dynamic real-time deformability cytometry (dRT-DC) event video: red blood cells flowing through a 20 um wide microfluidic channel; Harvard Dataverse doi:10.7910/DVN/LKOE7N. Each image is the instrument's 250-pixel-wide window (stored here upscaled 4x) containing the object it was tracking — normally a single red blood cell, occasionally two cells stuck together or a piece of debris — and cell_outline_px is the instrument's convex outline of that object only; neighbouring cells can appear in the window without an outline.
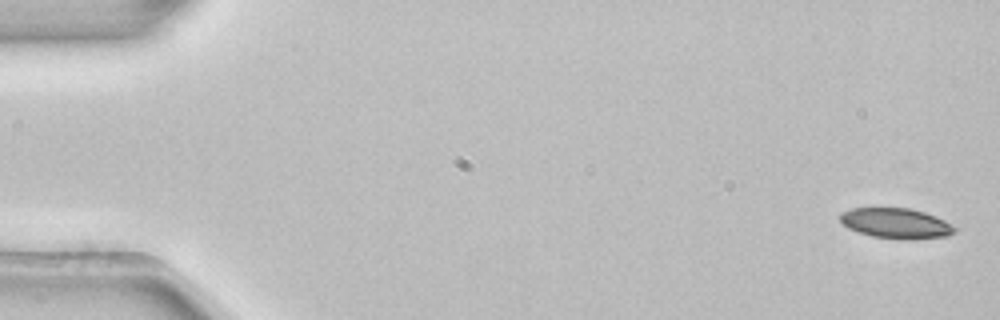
{"species": "common noctule bat (a hibernating species)", "species_latin": "Nyctalus noctula", "temperature_condition": "room temperature", "stored_images_in_passage": 4, "camera_frame_rate_fps": 3000, "um_per_image_px": 0.085, "animal": {"sex": "female", "body_mass_g": 22.7, "forearm_length_mm": 54.2}, "frame": {"image": 1, "passage_image": 1, "time_ms": 0.0, "image_size_px": [1000, 320], "cell_outline_px": [[956, 232], [948, 236], [912, 240], [900, 240], [872, 236], [848, 228], [840, 220], [840, 212], [852, 208], [908, 208], [924, 212], [936, 216], [952, 224], [956, 228]], "centroid_in_image_um": [76.19, 18.99], "position_along_channel_um": 8.8, "area_um2": 20.4}}